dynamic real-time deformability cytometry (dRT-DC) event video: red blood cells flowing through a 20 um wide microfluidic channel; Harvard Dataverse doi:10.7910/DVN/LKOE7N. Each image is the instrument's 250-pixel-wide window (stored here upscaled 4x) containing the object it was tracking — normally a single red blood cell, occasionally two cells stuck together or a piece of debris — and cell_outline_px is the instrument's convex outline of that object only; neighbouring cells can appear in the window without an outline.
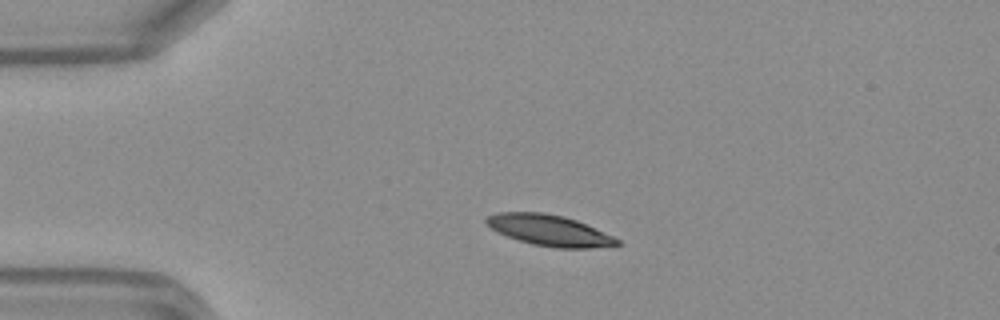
{"species": "Egyptian fruit bat (a non-hibernating species)", "species_latin": "Rousettus aegyptiacus", "temperature_condition": "warm", "stored_images_in_passage": 47, "camera_frame_rate_fps": 3000, "um_per_image_px": 0.085, "frame": {"image": 1, "passage_image": 9, "time_ms": 2.667, "image_size_px": [1000, 320], "cell_outline_px": [[620, 244], [588, 248], [556, 248], [532, 244], [496, 232], [484, 224], [484, 220], [488, 216], [496, 212], [544, 212], [564, 216], [576, 220], [612, 236], [620, 240]], "centroid_in_image_um": [46.62, 19.56], "position_along_channel_um": 38.4, "area_um2": 23.47}}
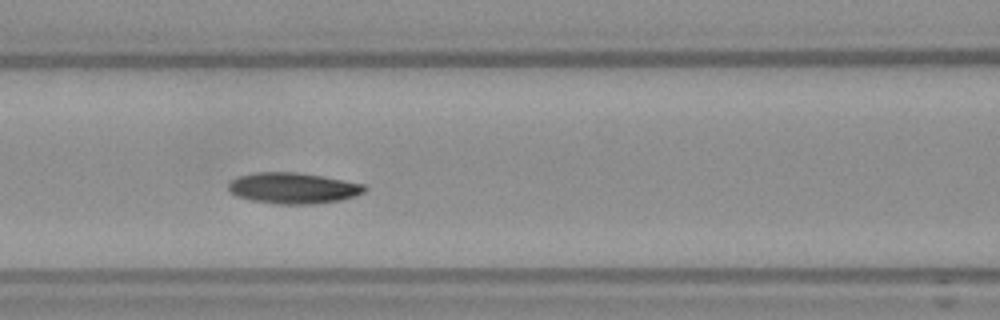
{"frame": {"image": 2, "passage_image": 19, "time_ms": 6.0, "image_size_px": [1000, 320], "cell_outline_px": [[368, 188], [364, 192], [356, 196], [340, 200], [312, 204], [276, 204], [252, 200], [236, 196], [228, 188], [228, 184], [232, 180], [240, 176], [256, 172], [296, 172], [320, 176], [364, 184]], "centroid_in_image_um": [24.93, 15.99], "position_along_channel_um": 141.7, "area_um2": 24.39}}
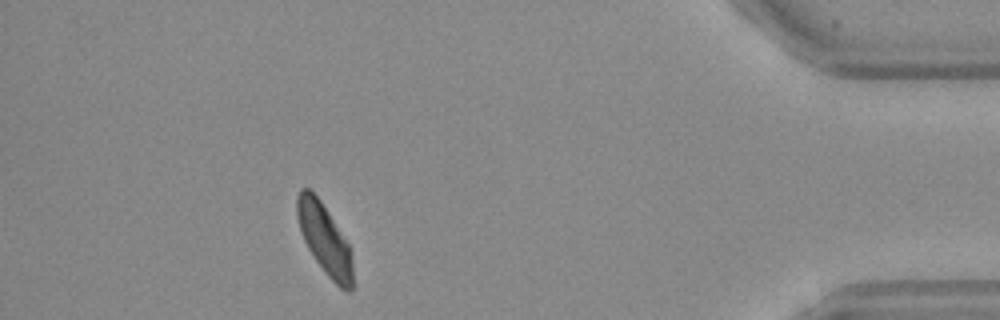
{"frame": {"image": 3, "passage_image": 42, "time_ms": 13.667, "image_size_px": [1000, 320], "cell_outline_px": [[352, 288], [348, 292], [340, 288], [328, 276], [316, 260], [308, 248], [300, 232], [296, 216], [296, 196], [300, 188], [308, 188], [320, 200], [328, 212], [348, 244], [352, 260]], "centroid_in_image_um": [27.55, 20.3], "position_along_channel_um": 407.6, "area_um2": 22.48}, "authors_computed_cell_mechanics": {"area_um2": 23.9292, "velocity_mm_per_s": 4.1385, "shape_relaxation_time_tau1_ms": 3.5525, "shape_relaxation_time_tau2_ms": 8.8431, "deformation_change_tau1": 0.1301, "deformation_change_tau2": 0.1398}}